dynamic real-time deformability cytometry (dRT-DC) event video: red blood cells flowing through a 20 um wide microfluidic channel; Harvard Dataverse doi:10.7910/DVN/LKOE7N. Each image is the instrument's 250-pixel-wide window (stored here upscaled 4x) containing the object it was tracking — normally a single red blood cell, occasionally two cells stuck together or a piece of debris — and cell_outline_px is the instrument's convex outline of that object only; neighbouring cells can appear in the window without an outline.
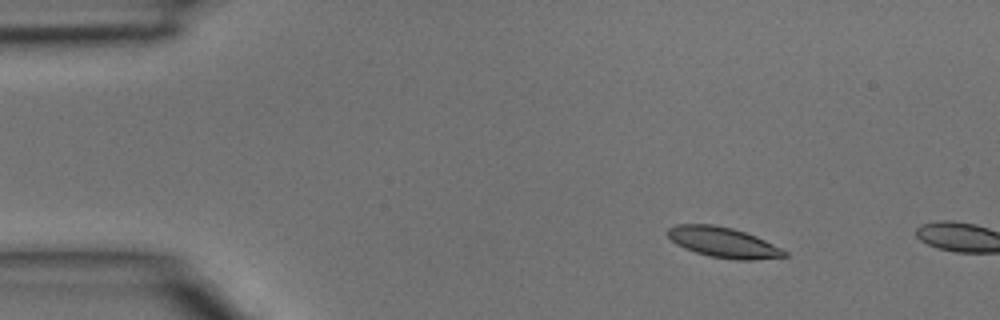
{"species": "common noctule bat (a hibernating species)", "species_latin": "Nyctalus noctula", "temperature_condition": "room temperature", "stored_images_in_passage": 3, "camera_frame_rate_fps": 3000, "um_per_image_px": 0.085, "animal": {"sex": "male", "body_mass_g": 15.6}, "frame": {"image": 1, "passage_image": 2, "time_ms": 0.333, "image_size_px": [1000, 320], "cell_outline_px": [[788, 256], [752, 260], [736, 260], [708, 256], [684, 248], [676, 244], [668, 236], [668, 228], [676, 224], [712, 224], [732, 228], [756, 236], [788, 252]], "centroid_in_image_um": [61.46, 20.6], "position_along_channel_um": 23.5, "area_um2": 20.52}}